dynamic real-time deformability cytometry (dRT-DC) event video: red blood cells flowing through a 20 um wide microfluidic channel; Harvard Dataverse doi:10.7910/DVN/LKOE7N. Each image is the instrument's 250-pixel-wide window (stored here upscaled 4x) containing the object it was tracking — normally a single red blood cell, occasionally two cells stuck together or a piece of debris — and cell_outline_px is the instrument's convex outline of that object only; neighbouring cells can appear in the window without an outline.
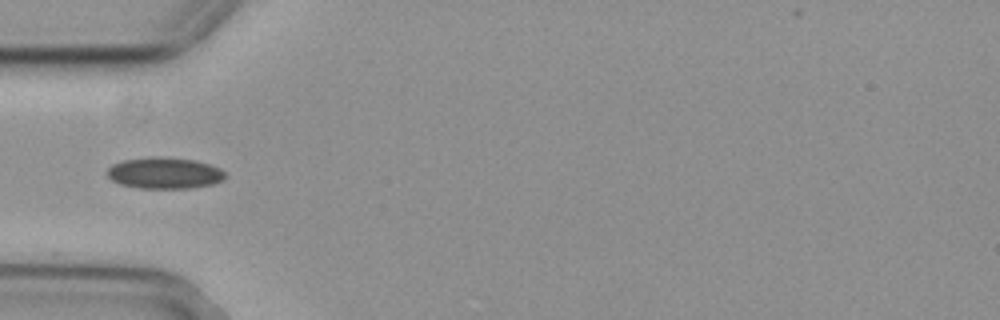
{"species": "common noctule bat (a hibernating species)", "species_latin": "Nyctalus noctula", "temperature_condition": "cold", "stored_images_in_passage": 35, "camera_frame_rate_fps": 3000, "um_per_image_px": 0.085, "animal": {"sex": "female", "body_mass_g": 29.2, "forearm_length_mm": 56.3}, "frame": {"image": 1, "passage_image": 1, "time_ms": 0.0, "image_size_px": [1000, 320], "cell_outline_px": [[224, 180], [212, 184], [192, 188], [140, 188], [120, 184], [112, 180], [104, 172], [112, 164], [124, 160], [152, 156], [160, 156], [196, 160], [220, 168], [224, 172]], "centroid_in_image_um": [13.96, 14.7], "position_along_channel_um": 71.0, "area_um2": 21.68}}
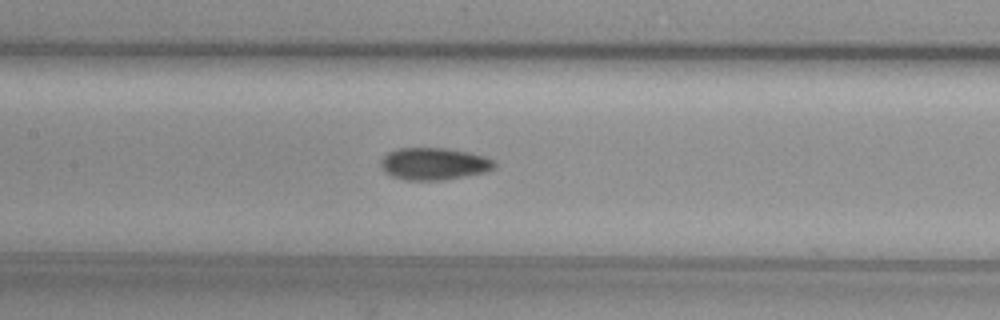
{"frame": {"image": 2, "passage_image": 9, "time_ms": 2.667, "image_size_px": [1000, 320], "cell_outline_px": [[496, 168], [488, 172], [444, 180], [404, 180], [392, 176], [384, 172], [380, 164], [380, 160], [388, 152], [396, 148], [448, 148], [472, 152], [496, 160]], "centroid_in_image_um": [36.93, 13.92], "position_along_channel_um": 170.5, "area_um2": 21.79}}
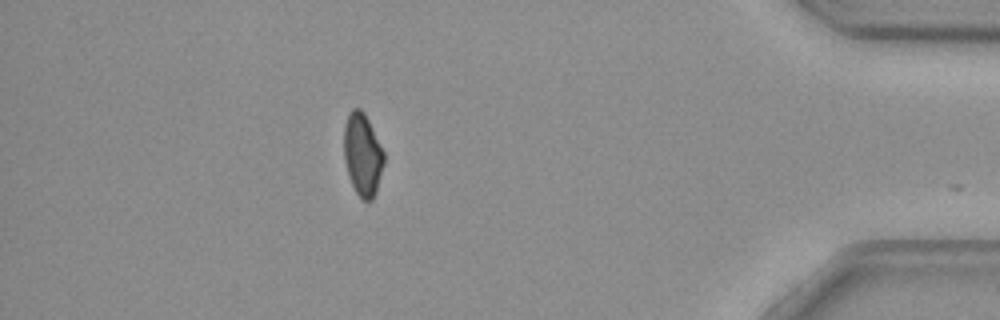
{"frame": {"image": 3, "passage_image": 32, "time_ms": 10.333, "image_size_px": [1000, 320], "cell_outline_px": [[384, 164], [376, 192], [372, 200], [364, 200], [356, 192], [352, 184], [344, 160], [344, 124], [348, 112], [352, 108], [360, 108], [364, 112], [384, 152]], "centroid_in_image_um": [30.81, 13.1], "position_along_channel_um": 404.4, "area_um2": 19.13}, "authors_computed_cell_mechanics": {"area_um2": 21.0392, "velocity_mm_per_s": 3.7119, "shape_relaxation_time_tau1_ms": 8.783, "shape_relaxation_time_tau2_ms": null, "deformation_change_tau1": 0.1214, "deformation_change_tau2": null}}